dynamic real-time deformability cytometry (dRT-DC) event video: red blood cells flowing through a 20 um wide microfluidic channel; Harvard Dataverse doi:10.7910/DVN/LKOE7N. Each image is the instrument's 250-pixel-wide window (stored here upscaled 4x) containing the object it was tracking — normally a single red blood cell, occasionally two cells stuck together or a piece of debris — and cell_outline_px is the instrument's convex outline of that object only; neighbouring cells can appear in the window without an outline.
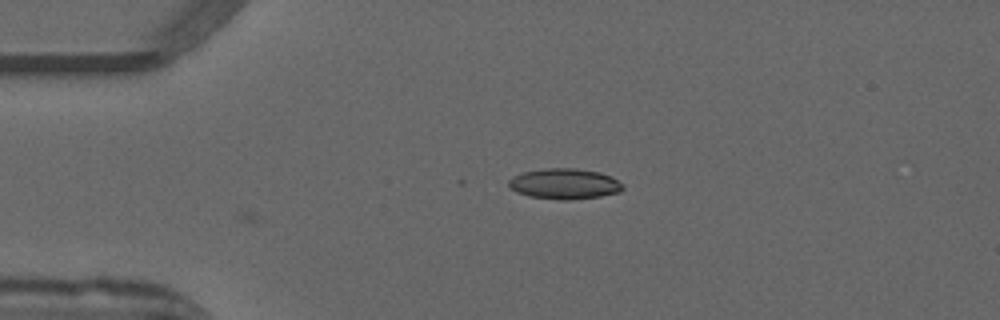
{"species": "common noctule bat (a hibernating species)", "species_latin": "Nyctalus noctula", "temperature_condition": "warm", "stored_images_in_passage": 12, "camera_frame_rate_fps": 3000, "um_per_image_px": 0.085, "animal": {"sex": "male", "forearm_length_mm": 52.5}, "frame": {"image": 1, "passage_image": 12, "time_ms": 3.667, "image_size_px": [1000, 320], "cell_outline_px": [[624, 188], [620, 192], [600, 196], [568, 200], [560, 200], [528, 196], [516, 192], [508, 184], [508, 180], [512, 176], [524, 172], [544, 168], [576, 168], [600, 172], [612, 176], [624, 184]], "centroid_in_image_um": [48.0, 15.62], "position_along_channel_um": 37.0, "area_um2": 20.52}}